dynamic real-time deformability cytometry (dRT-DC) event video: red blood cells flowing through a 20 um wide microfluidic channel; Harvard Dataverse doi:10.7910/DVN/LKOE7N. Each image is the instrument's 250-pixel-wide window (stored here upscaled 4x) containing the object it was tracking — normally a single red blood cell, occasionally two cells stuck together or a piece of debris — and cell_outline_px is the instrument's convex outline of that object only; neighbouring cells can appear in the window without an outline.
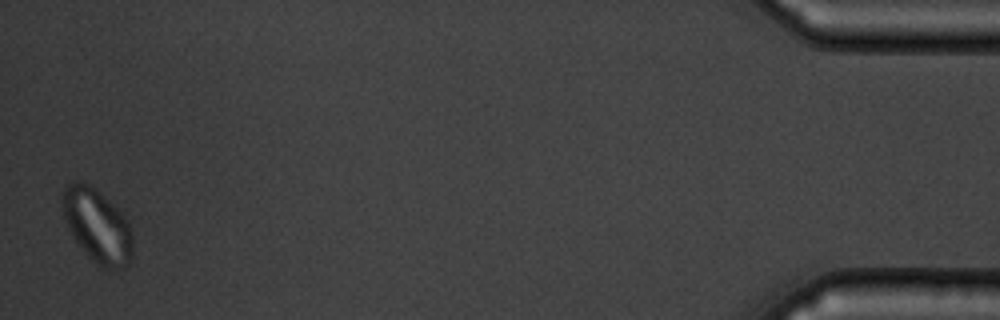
{"species": "common noctule bat (a hibernating species)", "species_latin": "Nyctalus noctula", "temperature_condition": "warm", "stored_images_in_passage": 15, "camera_frame_rate_fps": 3000, "um_per_image_px": 0.085, "animal": {"sex": "male", "body_mass_g": 19.5, "forearm_length_mm": 54.6}, "frame": {"image": 1, "passage_image": 15, "time_ms": 17.667, "image_size_px": [1000, 320], "cell_outline_px": [[132, 256], [128, 268], [100, 268], [88, 256], [76, 240], [68, 228], [64, 216], [64, 184], [76, 180], [88, 184], [96, 188], [128, 220], [132, 232]], "centroid_in_image_um": [8.3, 19.21], "position_along_channel_um": 426.9, "area_um2": 29.94}, "authors_computed_cell_mechanics": {"area_um2": 27.9752, "velocity_mm_per_s": 3.6586, "shape_relaxation_time_tau1_ms": 4.0688, "shape_relaxation_time_tau2_ms": null, "deformation_change_tau1": 0.1027, "deformation_change_tau2": null}}